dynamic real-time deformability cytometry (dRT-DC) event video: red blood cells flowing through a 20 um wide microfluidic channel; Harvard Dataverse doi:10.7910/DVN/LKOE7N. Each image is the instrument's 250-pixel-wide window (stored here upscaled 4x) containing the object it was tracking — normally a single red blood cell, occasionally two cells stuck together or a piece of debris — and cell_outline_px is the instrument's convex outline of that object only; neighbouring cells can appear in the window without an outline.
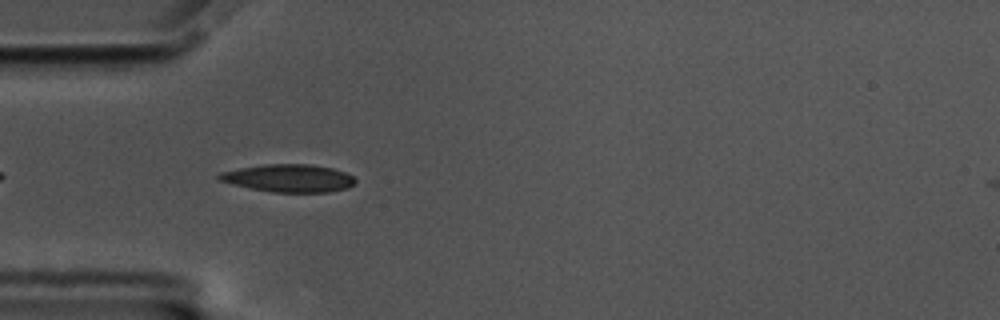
{"species": "common noctule bat (a hibernating species)", "species_latin": "Nyctalus noctula", "temperature_condition": "cold", "stored_images_in_passage": 44, "camera_frame_rate_fps": 3000, "um_per_image_px": 0.085, "animal": {"sex": "male", "body_mass_g": 17.5, "forearm_length_mm": 52.3}, "frame": {"image": 1, "passage_image": 4, "time_ms": 1.0, "image_size_px": [1000, 320], "cell_outline_px": [[356, 184], [348, 188], [328, 192], [272, 192], [252, 188], [220, 180], [216, 176], [220, 172], [240, 168], [264, 164], [312, 164], [332, 168], [344, 172], [352, 176], [356, 180]], "centroid_in_image_um": [24.6, 15.14], "position_along_channel_um": 60.4, "area_um2": 21.85}}
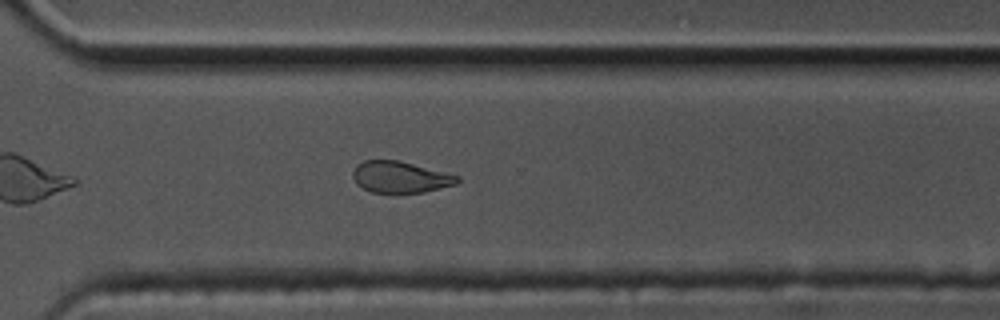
{"frame": {"image": 2, "passage_image": 28, "time_ms": 9.0, "image_size_px": [1000, 320], "cell_outline_px": [[460, 180], [456, 184], [424, 192], [400, 196], [392, 196], [372, 192], [356, 184], [352, 176], [352, 172], [356, 164], [364, 160], [400, 160], [460, 176]], "centroid_in_image_um": [34.0, 15.09], "position_along_channel_um": 336.6, "area_um2": 20.0}}
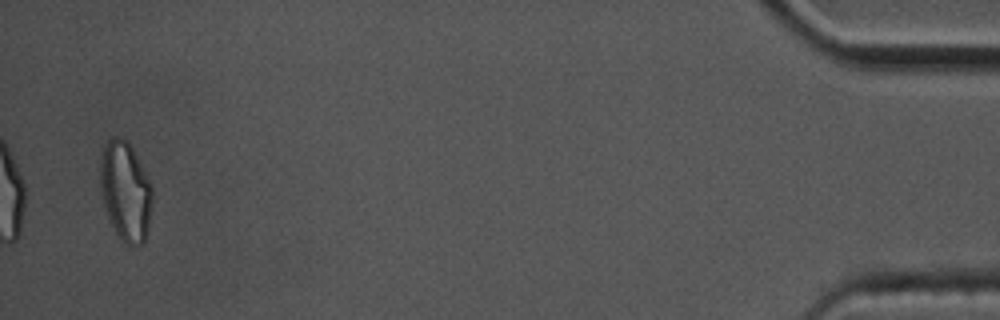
{"frame": {"image": 3, "passage_image": 43, "time_ms": 14.0, "image_size_px": [1000, 320], "cell_outline_px": [[152, 208], [148, 232], [144, 244], [128, 248], [120, 240], [112, 224], [104, 204], [100, 184], [100, 160], [104, 144], [112, 136], [116, 136], [124, 140], [132, 148], [152, 184]], "centroid_in_image_um": [10.69, 16.31], "position_along_channel_um": 424.5, "area_um2": 30.46}, "authors_computed_cell_mechanics": {"area_um2": 20.8658, "velocity_mm_per_s": 3.4825, "shape_relaxation_time_tau1_ms": 3.95, "shape_relaxation_time_tau2_ms": 7.5388, "deformation_change_tau1": 0.1514, "deformation_change_tau2": 0.148}}